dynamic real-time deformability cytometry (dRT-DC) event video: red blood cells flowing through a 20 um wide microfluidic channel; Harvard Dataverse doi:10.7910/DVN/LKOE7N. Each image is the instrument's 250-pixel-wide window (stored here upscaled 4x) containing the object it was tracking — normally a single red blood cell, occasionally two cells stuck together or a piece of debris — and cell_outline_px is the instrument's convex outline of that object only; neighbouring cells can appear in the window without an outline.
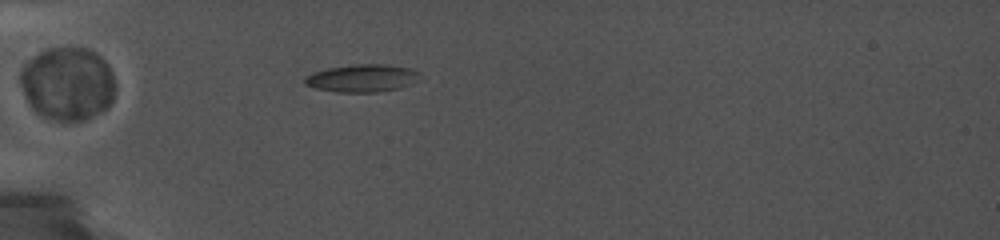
{"species": "common noctule bat (a hibernating species)", "species_latin": "Nyctalus noctula", "temperature_condition": "cold", "stored_images_in_passage": 36, "camera_frame_rate_fps": 5000, "um_per_image_px": 0.085, "animal": {"sex": "female", "body_mass_g": 19.0, "forearm_length_mm": 56.7}, "frame": {"image": 1, "passage_image": 7, "time_ms": 2.4, "image_size_px": [1000, 240], "cell_outline_px": [[424, 76], [412, 84], [400, 88], [376, 92], [336, 92], [316, 88], [304, 84], [304, 76], [312, 72], [328, 68], [352, 64], [384, 64], [408, 68], [420, 72]], "centroid_in_image_um": [30.8, 6.64], "position_along_channel_um": 54.2, "area_um2": 18.79}}
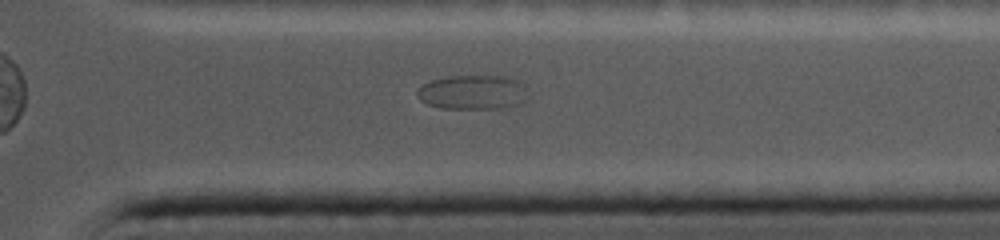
{"frame": {"image": 2, "passage_image": 30, "time_ms": 11.8, "image_size_px": [1000, 240], "cell_outline_px": [[532, 96], [528, 100], [520, 104], [504, 108], [440, 108], [428, 104], [420, 100], [416, 92], [424, 84], [432, 80], [448, 76], [512, 76], [524, 84]], "centroid_in_image_um": [40.3, 7.84], "position_along_channel_um": 371.1, "area_um2": 22.66}}
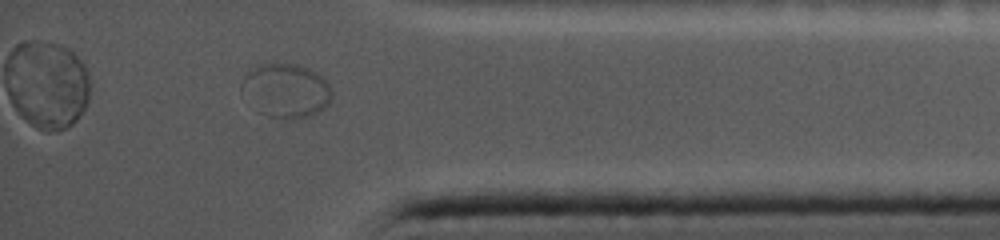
{"frame": {"image": 3, "passage_image": 33, "time_ms": 13.0, "image_size_px": [1000, 240], "cell_outline_px": [[332, 100], [324, 108], [308, 116], [292, 120], [268, 116], [240, 92], [240, 84], [244, 76], [260, 64], [296, 64], [308, 68], [320, 76], [328, 84], [332, 92]], "centroid_in_image_um": [24.32, 7.7], "position_along_channel_um": 410.9, "area_um2": 27.92}}